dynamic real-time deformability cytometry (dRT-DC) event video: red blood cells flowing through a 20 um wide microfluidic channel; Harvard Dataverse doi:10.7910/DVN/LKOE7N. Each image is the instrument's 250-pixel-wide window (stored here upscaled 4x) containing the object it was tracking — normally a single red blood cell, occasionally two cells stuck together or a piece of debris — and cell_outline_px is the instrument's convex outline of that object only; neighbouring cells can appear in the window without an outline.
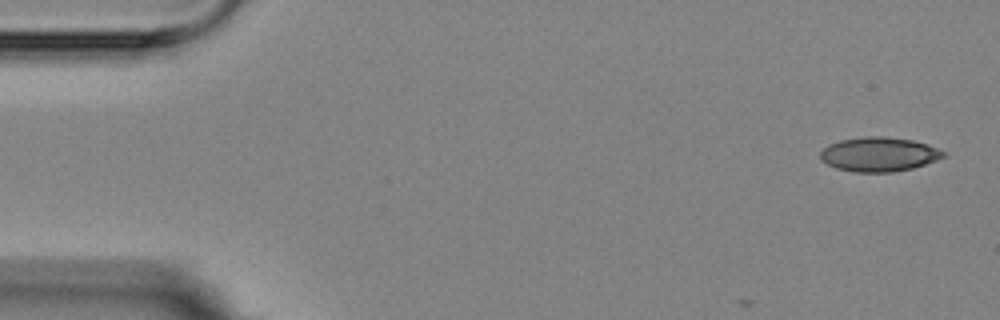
{"species": "Egyptian fruit bat (a non-hibernating species)", "species_latin": "Rousettus aegyptiacus", "temperature_condition": "room temperature", "stored_images_in_passage": 6, "camera_frame_rate_fps": 3000, "um_per_image_px": 0.085, "animal": {"sex": "female"}, "frame": {"image": 1, "passage_image": 1, "time_ms": 0.0, "image_size_px": [1000, 320], "cell_outline_px": [[948, 156], [912, 168], [892, 172], [852, 172], [836, 168], [820, 160], [820, 152], [828, 144], [840, 140], [864, 136], [884, 136], [912, 140], [928, 144], [940, 148], [948, 152]], "centroid_in_image_um": [74.74, 13.11], "position_along_channel_um": 10.3, "area_um2": 24.91}}
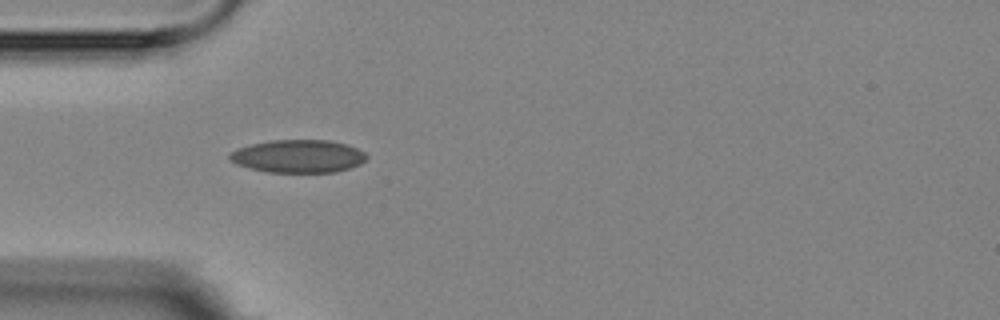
{"frame": {"image": 2, "passage_image": 5, "time_ms": 4.667, "image_size_px": [1000, 320], "cell_outline_px": [[368, 156], [360, 164], [336, 172], [268, 172], [236, 164], [228, 160], [228, 152], [236, 148], [252, 144], [272, 140], [328, 140], [344, 144], [356, 148], [364, 152]], "centroid_in_image_um": [25.3, 13.28], "position_along_channel_um": 59.7, "area_um2": 26.18}}
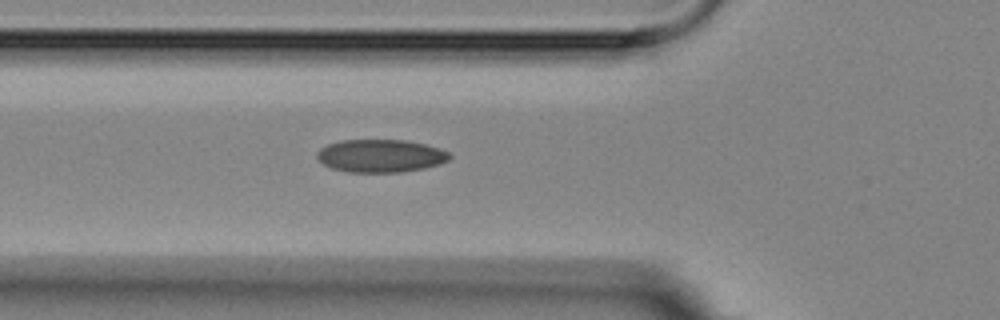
{"frame": {"image": 3, "passage_image": 6, "time_ms": 5.667, "image_size_px": [1000, 320], "cell_outline_px": [[452, 156], [448, 160], [440, 164], [424, 168], [400, 172], [348, 172], [332, 168], [324, 164], [316, 156], [320, 148], [328, 144], [344, 140], [404, 140], [424, 144], [448, 152]], "centroid_in_image_um": [32.35, 13.25], "position_along_channel_um": 93.5, "area_um2": 25.14}}